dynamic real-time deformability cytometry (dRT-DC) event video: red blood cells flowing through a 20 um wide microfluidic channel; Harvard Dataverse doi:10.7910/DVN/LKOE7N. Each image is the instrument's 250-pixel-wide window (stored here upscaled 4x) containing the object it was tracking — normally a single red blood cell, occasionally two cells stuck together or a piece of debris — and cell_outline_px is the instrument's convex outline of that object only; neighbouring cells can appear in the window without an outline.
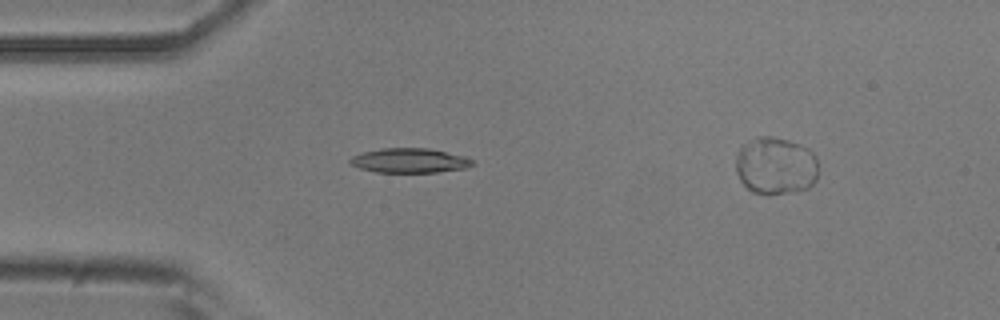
{"species": "common noctule bat (a hibernating species)", "species_latin": "Nyctalus noctula", "temperature_condition": "room temperature", "stored_images_in_passage": 28, "camera_frame_rate_fps": 3000, "um_per_image_px": 0.085, "animal": {"sex": "male", "body_mass_g": 20.5, "forearm_length_mm": 52.5}, "frame": {"image": 1, "passage_image": 1, "time_ms": 0.0, "image_size_px": [1000, 320], "cell_outline_px": [[476, 164], [464, 168], [436, 172], [376, 172], [360, 168], [352, 164], [348, 160], [352, 156], [364, 152], [380, 148], [428, 148], [464, 156], [476, 160]], "centroid_in_image_um": [34.85, 13.64], "position_along_channel_um": 50.2, "area_um2": 17.46}}
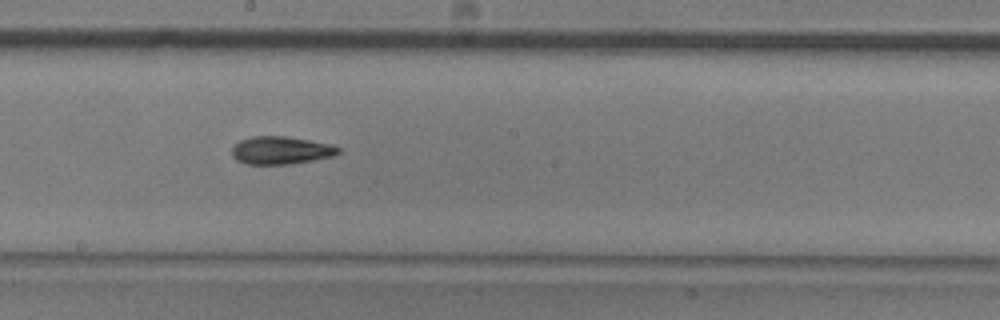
{"frame": {"image": 2, "passage_image": 15, "time_ms": 4.667, "image_size_px": [1000, 320], "cell_outline_px": [[340, 152], [332, 156], [312, 160], [288, 164], [244, 164], [236, 160], [232, 156], [232, 148], [240, 140], [252, 136], [284, 136], [308, 140], [328, 144], [340, 148]], "centroid_in_image_um": [23.82, 12.78], "position_along_channel_um": 224.4, "area_um2": 17.05}}
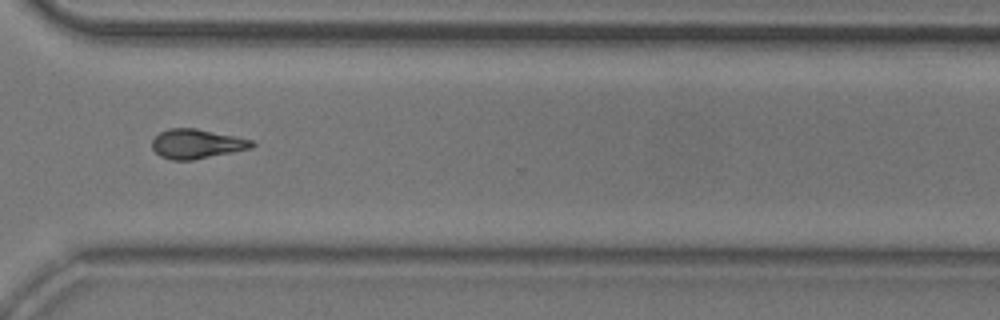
{"frame": {"image": 3, "passage_image": 25, "time_ms": 8.0, "image_size_px": [1000, 320], "cell_outline_px": [[256, 144], [252, 148], [192, 160], [172, 160], [160, 156], [152, 148], [152, 140], [160, 132], [168, 128], [196, 128], [252, 140]], "centroid_in_image_um": [16.7, 12.23], "position_along_channel_um": 353.9, "area_um2": 16.99}, "authors_computed_cell_mechanics": {"area_um2": 17.0799, "velocity_mm_per_s": 3.9139, "shape_relaxation_time_tau1_ms": 4.7005, "shape_relaxation_time_tau2_ms": 11.0518, "deformation_change_tau1": 0.1602, "deformation_change_tau2": 0.2112}}